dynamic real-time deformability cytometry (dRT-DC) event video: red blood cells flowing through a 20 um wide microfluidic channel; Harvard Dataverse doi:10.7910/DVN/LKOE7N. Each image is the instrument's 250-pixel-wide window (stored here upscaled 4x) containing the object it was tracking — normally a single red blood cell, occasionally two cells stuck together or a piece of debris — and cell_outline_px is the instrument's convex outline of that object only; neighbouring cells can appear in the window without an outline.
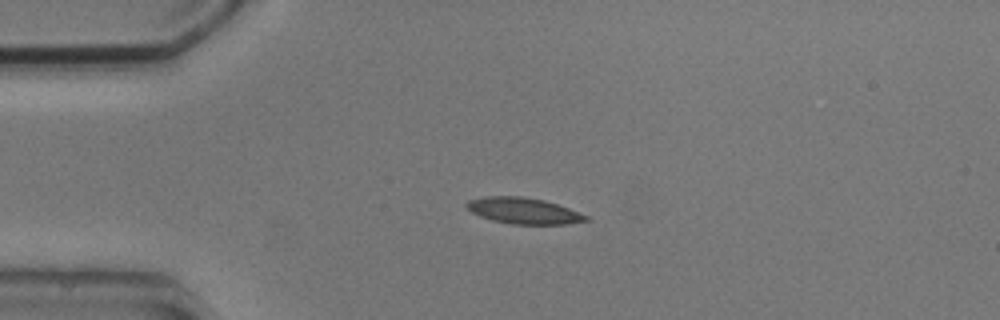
{"species": "common noctule bat (a hibernating species)", "species_latin": "Nyctalus noctula", "temperature_condition": "cold", "stored_images_in_passage": 3, "camera_frame_rate_fps": 3000, "um_per_image_px": 0.085, "animal": {"sex": "male", "body_mass_g": 20.5, "forearm_length_mm": 52.5}, "frame": {"image": 1, "passage_image": 2, "time_ms": 1.333, "image_size_px": [1000, 320], "cell_outline_px": [[588, 220], [564, 224], [512, 224], [492, 220], [480, 216], [472, 212], [464, 204], [468, 200], [488, 196], [524, 196], [544, 200], [568, 208], [588, 216]], "centroid_in_image_um": [44.47, 17.91], "position_along_channel_um": 40.5, "area_um2": 17.98}}